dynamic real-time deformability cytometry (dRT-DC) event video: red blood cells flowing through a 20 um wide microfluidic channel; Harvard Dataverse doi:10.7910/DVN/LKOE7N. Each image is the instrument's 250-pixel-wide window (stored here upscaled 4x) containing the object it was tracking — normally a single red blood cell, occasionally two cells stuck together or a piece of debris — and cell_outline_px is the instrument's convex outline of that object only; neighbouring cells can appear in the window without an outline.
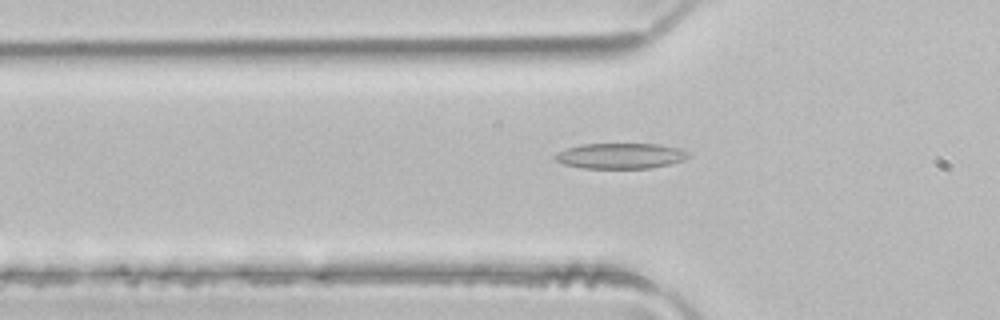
{"species": "common noctule bat (a hibernating species)", "species_latin": "Nyctalus noctula", "temperature_condition": "room temperature", "stored_images_in_passage": 49, "camera_frame_rate_fps": 3000, "um_per_image_px": 0.085, "animal": {"sex": "male", "body_mass_g": 21.5, "forearm_length_mm": 52.0}, "frame": {"image": 1, "passage_image": 16, "time_ms": 5.0, "image_size_px": [1000, 320], "cell_outline_px": [[688, 156], [684, 160], [652, 168], [580, 168], [564, 164], [556, 160], [552, 156], [568, 148], [580, 144], [660, 144], [680, 148], [688, 152]], "centroid_in_image_um": [52.75, 13.25], "position_along_channel_um": 73.1, "area_um2": 19.77}}
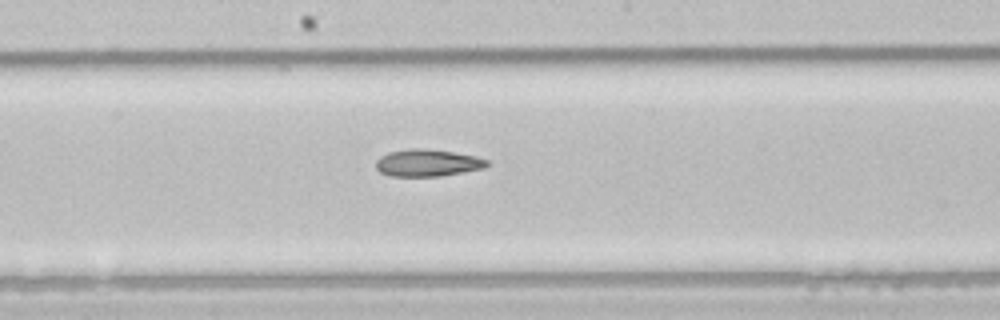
{"frame": {"image": 2, "passage_image": 26, "time_ms": 8.333, "image_size_px": [1000, 320], "cell_outline_px": [[492, 164], [484, 168], [440, 176], [388, 176], [380, 172], [376, 168], [376, 160], [380, 156], [388, 152], [408, 148], [424, 148], [452, 152], [476, 156], [488, 160]], "centroid_in_image_um": [36.33, 13.84], "position_along_channel_um": 211.9, "area_um2": 17.69}}
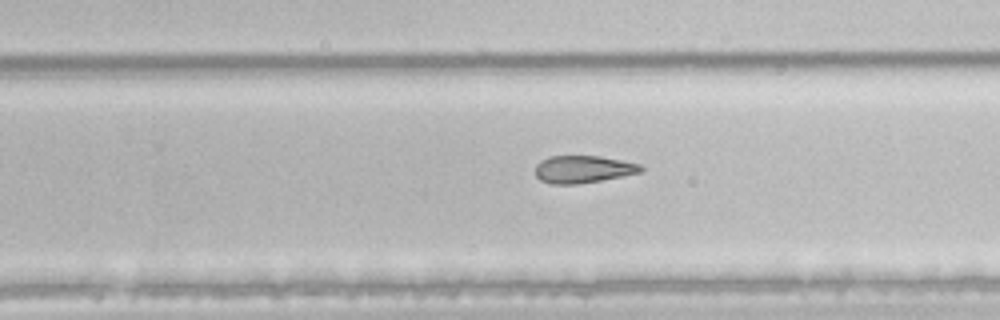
{"frame": {"image": 3, "passage_image": 31, "time_ms": 10.0, "image_size_px": [1000, 320], "cell_outline_px": [[644, 172], [600, 180], [576, 184], [552, 184], [540, 180], [536, 176], [536, 164], [540, 160], [548, 156], [600, 156], [640, 164], [644, 168]], "centroid_in_image_um": [49.56, 14.38], "position_along_channel_um": 280.2, "area_um2": 16.88}}